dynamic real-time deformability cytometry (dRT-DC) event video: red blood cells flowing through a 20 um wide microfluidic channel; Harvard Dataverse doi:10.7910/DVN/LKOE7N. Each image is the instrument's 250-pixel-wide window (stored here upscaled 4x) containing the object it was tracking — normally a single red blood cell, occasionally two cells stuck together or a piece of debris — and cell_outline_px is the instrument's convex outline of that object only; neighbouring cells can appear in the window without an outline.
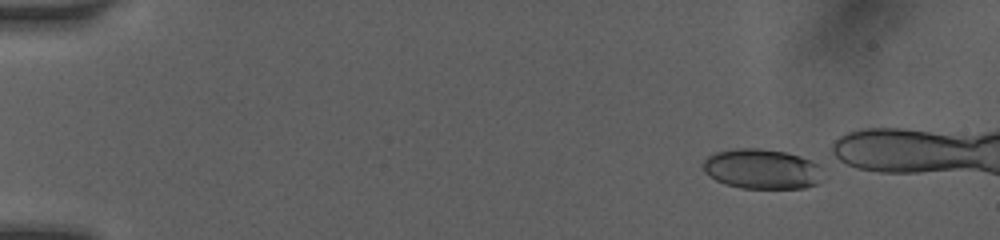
{"species": "human", "species_latin": "Homo sapiens", "temperature_condition": "room temperature", "stored_images_in_passage": 16, "camera_frame_rate_fps": 3000, "um_per_image_px": 0.085, "donor": {"sex": "female"}, "frame": {"image": 1, "passage_image": 1, "time_ms": 0.0, "image_size_px": [1000, 240], "cell_outline_px": [[820, 180], [816, 184], [804, 188], [740, 188], [716, 180], [708, 176], [704, 172], [704, 160], [708, 156], [716, 152], [736, 148], [760, 148], [784, 152], [800, 156], [816, 164], [820, 168]], "centroid_in_image_um": [64.72, 14.36], "position_along_channel_um": 20.3, "area_um2": 27.63}}
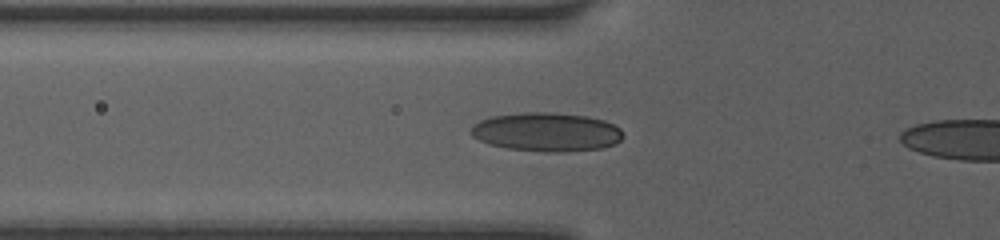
{"frame": {"image": 2, "passage_image": 14, "time_ms": 4.333, "image_size_px": [1000, 240], "cell_outline_px": [[624, 136], [616, 144], [604, 148], [564, 152], [544, 152], [508, 148], [488, 144], [472, 136], [468, 132], [472, 124], [480, 120], [492, 116], [524, 112], [552, 112], [588, 116], [604, 120], [620, 128]], "centroid_in_image_um": [46.45, 11.22], "position_along_channel_um": 79.3, "area_um2": 34.8}}